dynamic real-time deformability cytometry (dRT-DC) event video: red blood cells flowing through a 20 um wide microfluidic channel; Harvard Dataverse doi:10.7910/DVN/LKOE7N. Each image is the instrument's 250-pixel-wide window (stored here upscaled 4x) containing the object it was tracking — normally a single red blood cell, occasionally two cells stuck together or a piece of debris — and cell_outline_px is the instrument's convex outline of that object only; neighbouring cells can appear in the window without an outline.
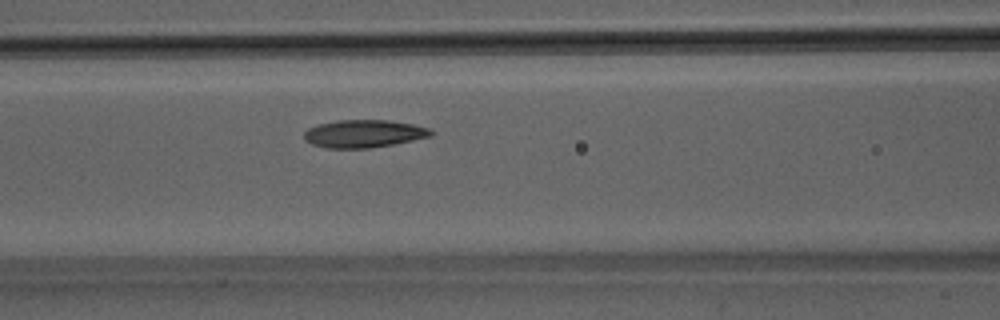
{"species": "Egyptian fruit bat (a non-hibernating species)", "species_latin": "Rousettus aegyptiacus", "temperature_condition": "room temperature", "stored_images_in_passage": 42, "camera_frame_rate_fps": 3000, "um_per_image_px": 0.085, "animal": {"sex": "male"}, "frame": {"image": 1, "passage_image": 13, "time_ms": 4.0, "image_size_px": [1000, 320], "cell_outline_px": [[432, 136], [392, 144], [368, 148], [324, 148], [312, 144], [304, 140], [304, 132], [308, 128], [320, 124], [336, 120], [388, 120], [412, 124], [428, 128], [432, 132]], "centroid_in_image_um": [30.88, 11.36], "position_along_channel_um": 135.7, "area_um2": 20.35}}
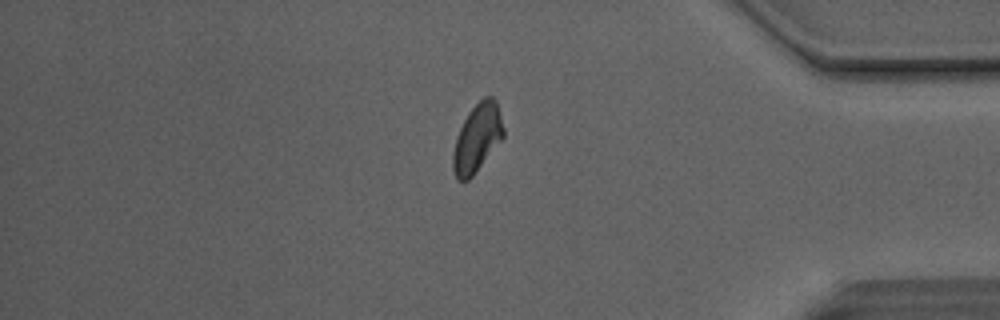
{"frame": {"image": 2, "passage_image": 34, "time_ms": 11.0, "image_size_px": [1000, 320], "cell_outline_px": [[504, 136], [472, 176], [468, 180], [456, 180], [452, 168], [452, 152], [456, 136], [468, 112], [484, 96], [492, 96], [496, 100], [504, 128]], "centroid_in_image_um": [40.54, 11.73], "position_along_channel_um": 394.7, "area_um2": 19.94}}
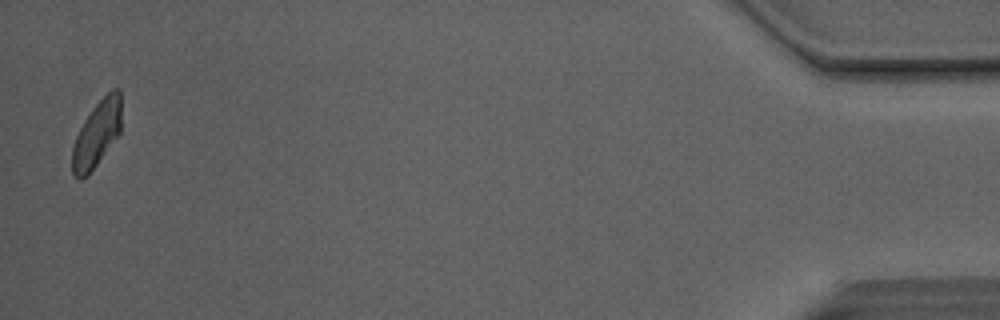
{"frame": {"image": 3, "passage_image": 41, "time_ms": 13.333, "image_size_px": [1000, 320], "cell_outline_px": [[120, 132], [88, 176], [80, 180], [76, 180], [72, 172], [72, 148], [76, 136], [84, 120], [96, 104], [112, 88], [120, 88]], "centroid_in_image_um": [8.2, 11.42], "position_along_channel_um": 427.0, "area_um2": 18.79}, "authors_computed_cell_mechanics": {"area_um2": 20.23, "velocity_mm_per_s": 4.0975, "shape_relaxation_time_tau1_ms": 3.334, "shape_relaxation_time_tau2_ms": 2.5179, "deformation_change_tau1": 0.1371, "deformation_change_tau2": 0.0854}}